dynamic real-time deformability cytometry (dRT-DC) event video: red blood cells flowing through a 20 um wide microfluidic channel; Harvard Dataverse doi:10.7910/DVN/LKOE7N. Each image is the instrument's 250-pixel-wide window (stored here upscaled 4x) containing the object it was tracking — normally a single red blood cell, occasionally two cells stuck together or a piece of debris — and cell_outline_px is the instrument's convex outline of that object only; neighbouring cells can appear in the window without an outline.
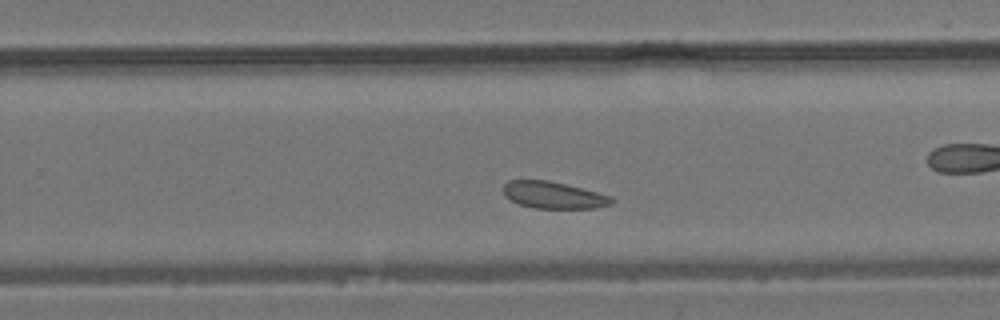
{"species": "common noctule bat (a hibernating species)", "species_latin": "Nyctalus noctula", "temperature_condition": "room temperature", "stored_images_in_passage": 34, "camera_frame_rate_fps": 3000, "um_per_image_px": 0.085, "animal": {"sex": "male", "body_mass_g": 19.2, "forearm_length_mm": 51.8}, "frame": {"image": 1, "passage_image": 19, "time_ms": 6.0, "image_size_px": [1000, 320], "cell_outline_px": [[616, 200], [612, 204], [596, 208], [532, 208], [520, 204], [504, 196], [504, 184], [508, 180], [548, 180], [612, 196]], "centroid_in_image_um": [47.06, 16.59], "position_along_channel_um": 282.7, "area_um2": 16.88}}